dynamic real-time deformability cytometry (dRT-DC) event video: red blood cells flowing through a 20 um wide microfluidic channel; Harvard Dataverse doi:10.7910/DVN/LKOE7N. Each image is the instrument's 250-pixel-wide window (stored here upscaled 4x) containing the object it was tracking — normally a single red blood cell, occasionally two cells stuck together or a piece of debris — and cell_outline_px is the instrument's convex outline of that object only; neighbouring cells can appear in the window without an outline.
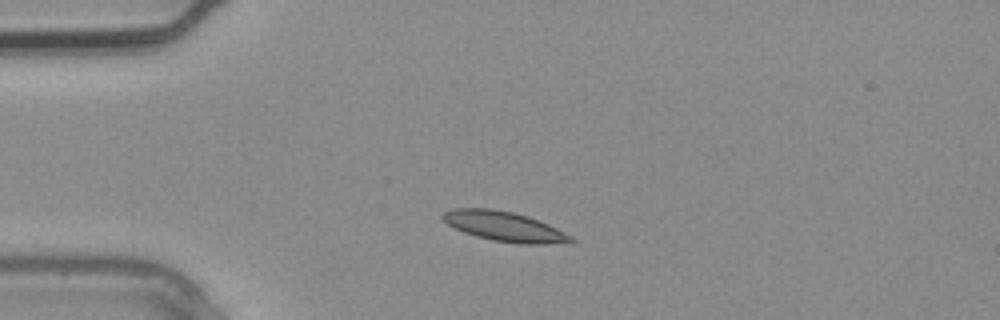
{"species": "common noctule bat (a hibernating species)", "species_latin": "Nyctalus noctula", "temperature_condition": "warm", "stored_images_in_passage": 3, "camera_frame_rate_fps": 3000, "um_per_image_px": 0.085, "animal": {"sex": "male", "body_mass_g": 20.4}, "frame": {"image": 1, "passage_image": 3, "time_ms": 0.667, "image_size_px": [1000, 320], "cell_outline_px": [[576, 240], [544, 244], [520, 244], [492, 240], [476, 236], [464, 232], [448, 224], [440, 216], [444, 212], [452, 208], [492, 208], [512, 212], [528, 216], [548, 224], [572, 236]], "centroid_in_image_um": [42.83, 19.23], "position_along_channel_um": 42.2, "area_um2": 22.02}}